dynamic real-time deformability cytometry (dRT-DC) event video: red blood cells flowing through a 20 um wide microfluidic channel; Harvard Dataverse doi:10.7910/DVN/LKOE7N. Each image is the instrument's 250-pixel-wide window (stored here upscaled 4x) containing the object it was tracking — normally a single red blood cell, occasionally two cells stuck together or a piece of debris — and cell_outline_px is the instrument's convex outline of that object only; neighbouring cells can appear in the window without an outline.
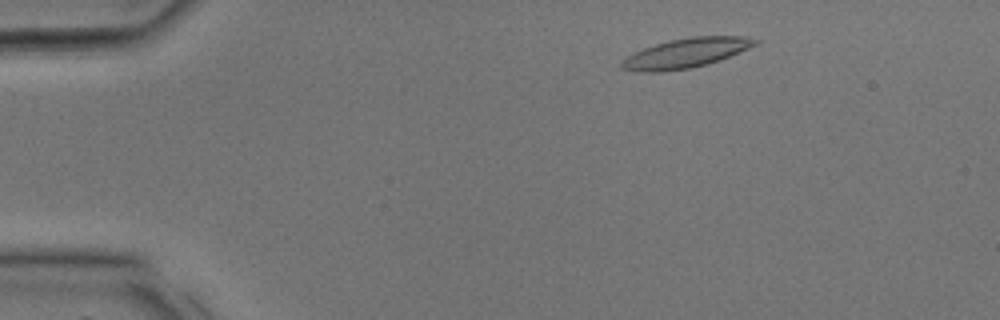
{"species": "common noctule bat (a hibernating species)", "species_latin": "Nyctalus noctula", "temperature_condition": "room temperature", "stored_images_in_passage": 30, "camera_frame_rate_fps": 3000, "um_per_image_px": 0.085, "animal": {"sex": "male", "body_mass_g": 17.9, "forearm_length_mm": 54.2}, "frame": {"image": 1, "passage_image": 3, "time_ms": 0.667, "image_size_px": [1000, 320], "cell_outline_px": [[760, 40], [756, 44], [740, 52], [708, 64], [692, 68], [660, 72], [636, 72], [620, 68], [620, 64], [628, 56], [644, 48], [668, 40], [692, 36], [744, 36]], "centroid_in_image_um": [58.3, 4.52], "position_along_channel_um": 26.7, "area_um2": 22.95}}
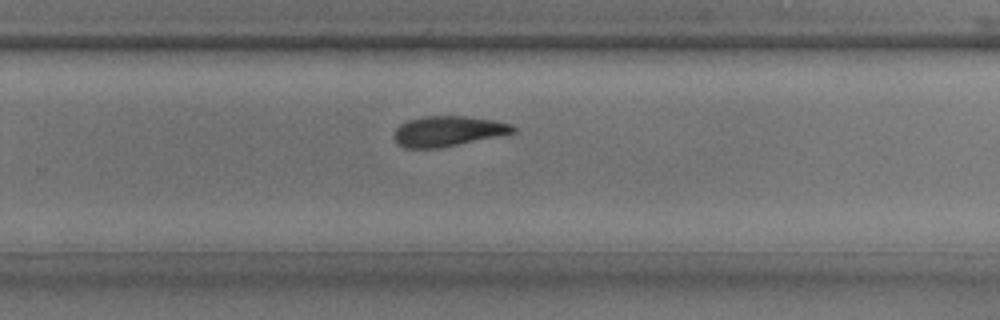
{"frame": {"image": 2, "passage_image": 19, "time_ms": 6.0, "image_size_px": [1000, 320], "cell_outline_px": [[516, 132], [440, 148], [404, 148], [396, 144], [392, 136], [396, 128], [400, 124], [408, 120], [424, 116], [464, 116], [496, 120], [512, 124], [516, 128]], "centroid_in_image_um": [38.04, 11.15], "position_along_channel_um": 291.8, "area_um2": 21.15}}
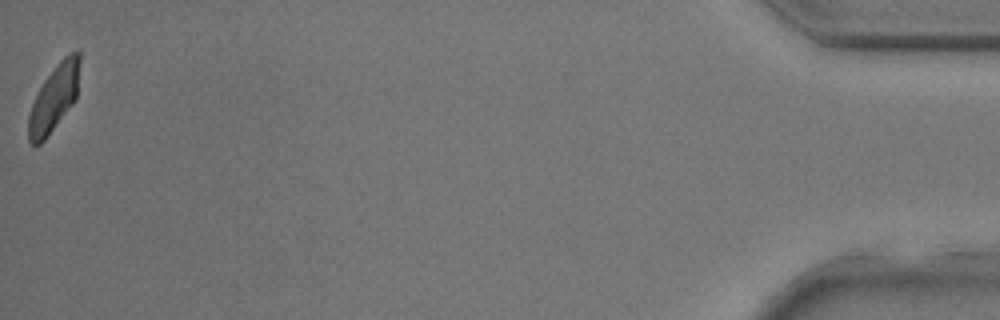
{"frame": {"image": 3, "passage_image": 30, "time_ms": 9.667, "image_size_px": [1000, 320], "cell_outline_px": [[80, 60], [76, 100], [44, 140], [40, 144], [32, 144], [28, 140], [28, 116], [32, 104], [44, 80], [56, 64], [68, 52], [80, 52]], "centroid_in_image_um": [4.6, 8.32], "position_along_channel_um": 430.6, "area_um2": 19.65}}